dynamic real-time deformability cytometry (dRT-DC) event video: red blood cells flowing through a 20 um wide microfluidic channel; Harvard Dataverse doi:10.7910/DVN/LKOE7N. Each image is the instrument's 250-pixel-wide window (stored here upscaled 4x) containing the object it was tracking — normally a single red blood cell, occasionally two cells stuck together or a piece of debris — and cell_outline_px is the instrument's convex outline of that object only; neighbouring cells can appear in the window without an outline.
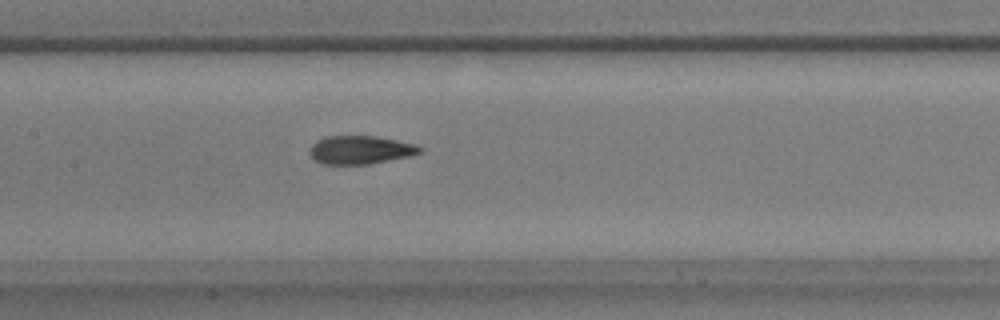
{"species": "common noctule bat (a hibernating species)", "species_latin": "Nyctalus noctula", "temperature_condition": "warm", "stored_images_in_passage": 31, "camera_frame_rate_fps": 3000, "um_per_image_px": 0.085, "animal": {"sex": "male", "body_mass_g": 17.9}, "frame": {"image": 1, "passage_image": 22, "time_ms": 7.0, "image_size_px": [1000, 320], "cell_outline_px": [[424, 148], [420, 152], [408, 156], [368, 164], [320, 164], [308, 152], [312, 144], [324, 136], [376, 136], [416, 144]], "centroid_in_image_um": [30.61, 12.73], "position_along_channel_um": 176.8, "area_um2": 18.09}}